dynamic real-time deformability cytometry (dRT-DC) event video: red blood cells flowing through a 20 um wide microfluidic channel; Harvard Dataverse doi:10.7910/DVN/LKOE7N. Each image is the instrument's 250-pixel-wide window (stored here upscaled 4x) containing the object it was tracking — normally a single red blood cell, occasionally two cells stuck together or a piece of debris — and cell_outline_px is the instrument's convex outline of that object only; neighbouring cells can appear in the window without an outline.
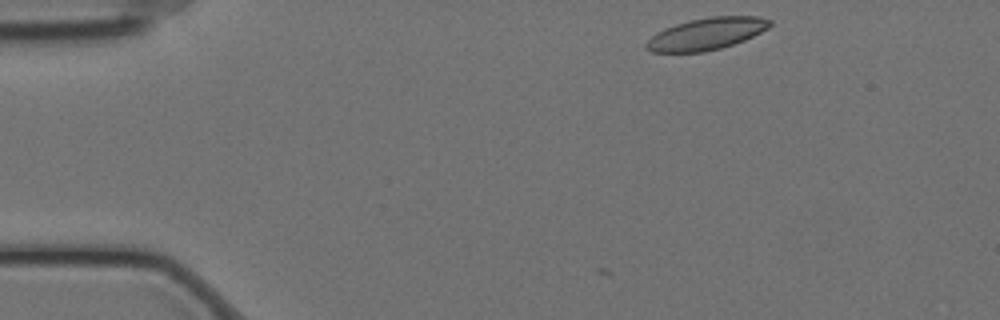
{"species": "Egyptian fruit bat (a non-hibernating species)", "species_latin": "Rousettus aegyptiacus", "temperature_condition": "cold", "stored_images_in_passage": 7, "camera_frame_rate_fps": 3000, "um_per_image_px": 0.085, "animal": {"sex": "female"}, "frame": {"image": 1, "passage_image": 1, "time_ms": 0.0, "image_size_px": [1000, 320], "cell_outline_px": [[772, 24], [768, 28], [744, 40], [720, 48], [704, 52], [652, 52], [644, 48], [644, 44], [656, 32], [664, 28], [676, 24], [692, 20], [712, 16], [760, 16], [772, 20]], "centroid_in_image_um": [60.04, 2.87], "position_along_channel_um": 25.0, "area_um2": 22.95}}